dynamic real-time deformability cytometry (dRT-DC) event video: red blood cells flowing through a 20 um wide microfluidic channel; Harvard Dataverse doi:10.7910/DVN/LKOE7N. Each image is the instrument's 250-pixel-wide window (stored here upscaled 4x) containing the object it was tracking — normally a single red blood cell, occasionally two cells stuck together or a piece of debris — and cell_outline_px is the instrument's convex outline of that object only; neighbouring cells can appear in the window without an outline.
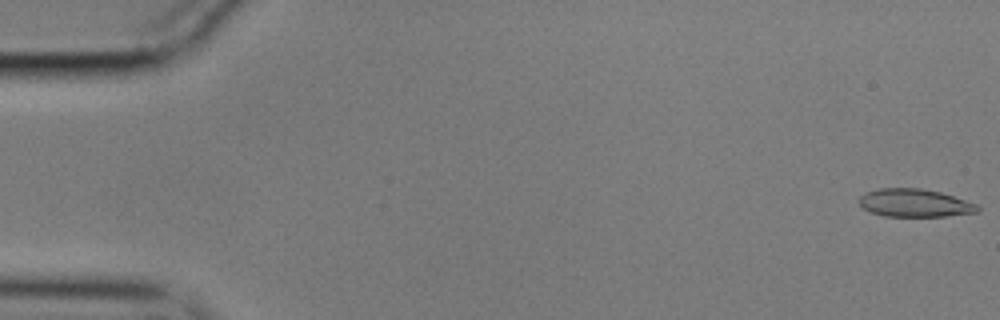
{"species": "common noctule bat (a hibernating species)", "species_latin": "Nyctalus noctula", "temperature_condition": "cold", "stored_images_in_passage": 16, "camera_frame_rate_fps": 3000, "um_per_image_px": 0.085, "animal": {"sex": "male", "body_mass_g": 17.9}, "frame": {"image": 1, "passage_image": 1, "time_ms": 0.0, "image_size_px": [1000, 320], "cell_outline_px": [[980, 212], [944, 216], [884, 216], [872, 212], [864, 208], [860, 204], [860, 196], [864, 192], [880, 188], [920, 188], [940, 192], [976, 204], [980, 208]], "centroid_in_image_um": [77.74, 17.25], "position_along_channel_um": 7.3, "area_um2": 19.13}}
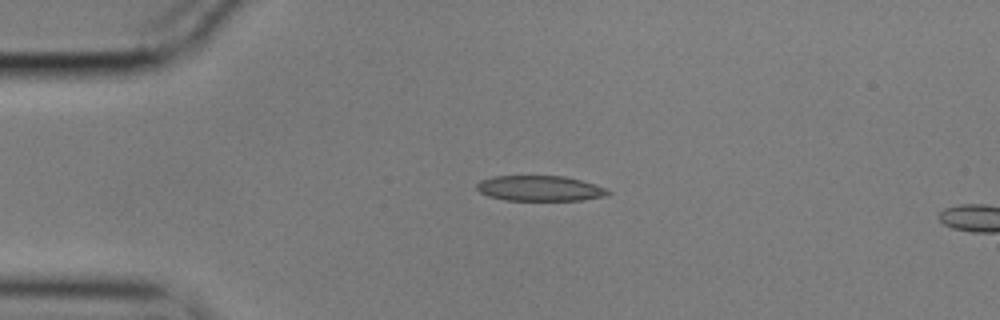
{"frame": {"image": 2, "passage_image": 13, "time_ms": 4.0, "image_size_px": [1000, 320], "cell_outline_px": [[612, 192], [608, 196], [580, 200], [504, 200], [488, 196], [480, 192], [476, 188], [476, 184], [480, 180], [492, 176], [564, 176], [580, 180], [608, 188]], "centroid_in_image_um": [45.9, 16.01], "position_along_channel_um": 39.1, "area_um2": 19.54}}